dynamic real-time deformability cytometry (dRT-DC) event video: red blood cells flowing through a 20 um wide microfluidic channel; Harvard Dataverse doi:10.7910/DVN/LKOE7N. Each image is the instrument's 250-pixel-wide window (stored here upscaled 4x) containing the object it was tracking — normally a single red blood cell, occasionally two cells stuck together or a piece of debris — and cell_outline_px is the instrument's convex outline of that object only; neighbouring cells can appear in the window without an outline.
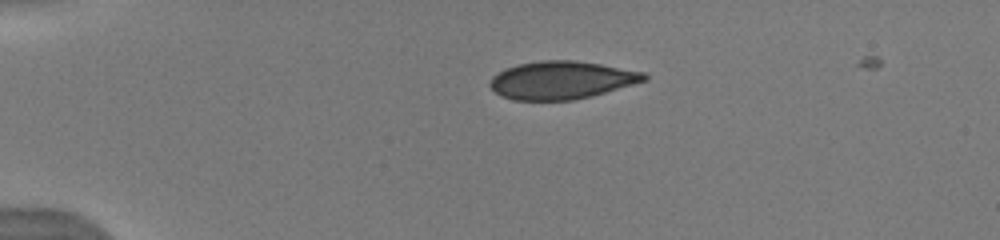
{"species": "human", "species_latin": "Homo sapiens", "temperature_condition": "warm", "stored_images_in_passage": 12, "camera_frame_rate_fps": 3000, "um_per_image_px": 0.085, "donor": {"sex": "male"}, "frame": {"image": 1, "passage_image": 1, "time_ms": 0.0, "image_size_px": [1000, 240], "cell_outline_px": [[648, 80], [592, 96], [572, 100], [512, 100], [500, 96], [488, 84], [492, 76], [516, 64], [540, 60], [576, 60], [600, 64], [644, 72], [648, 76]], "centroid_in_image_um": [47.73, 6.81], "position_along_channel_um": 37.3, "area_um2": 34.1}}
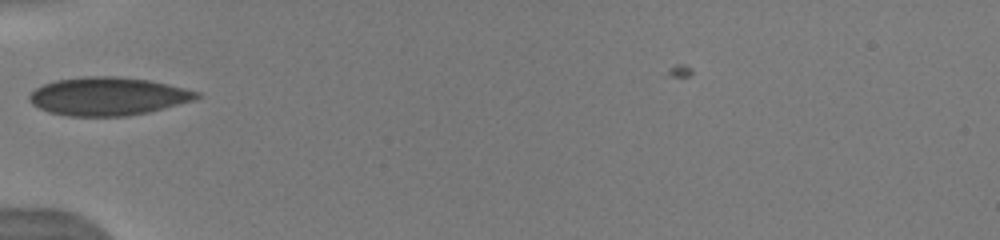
{"frame": {"image": 2, "passage_image": 3, "time_ms": 2.333, "image_size_px": [1000, 240], "cell_outline_px": [[200, 96], [192, 100], [164, 108], [148, 112], [124, 116], [68, 116], [48, 112], [32, 104], [28, 100], [28, 96], [36, 88], [44, 84], [56, 80], [84, 76], [116, 76], [148, 80], [168, 84], [200, 92]], "centroid_in_image_um": [9.14, 8.18], "position_along_channel_um": 75.9, "area_um2": 37.05}}